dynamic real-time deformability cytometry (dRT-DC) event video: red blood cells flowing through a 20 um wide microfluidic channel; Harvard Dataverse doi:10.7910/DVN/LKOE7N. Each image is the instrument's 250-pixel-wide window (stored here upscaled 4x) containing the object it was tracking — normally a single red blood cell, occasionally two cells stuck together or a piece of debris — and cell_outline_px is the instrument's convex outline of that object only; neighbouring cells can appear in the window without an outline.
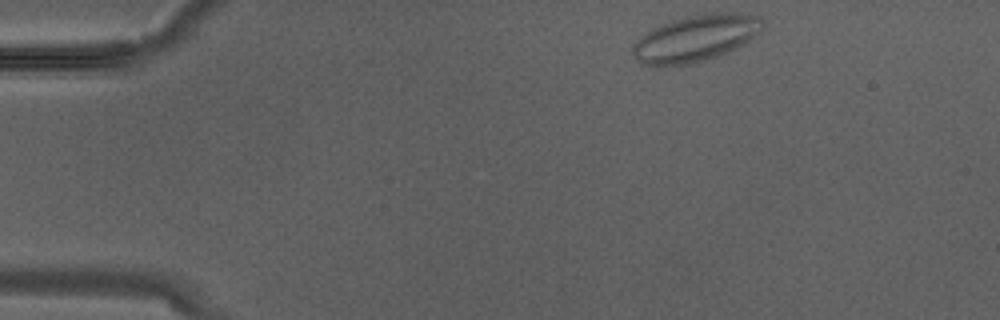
{"species": "Egyptian fruit bat (a non-hibernating species)", "species_latin": "Rousettus aegyptiacus", "temperature_condition": "warm", "stored_images_in_passage": 2, "camera_frame_rate_fps": 3000, "um_per_image_px": 0.085, "animal": {"sex": "male"}, "frame": {"image": 1, "passage_image": 2, "time_ms": 0.333, "image_size_px": [1000, 320], "cell_outline_px": [[760, 32], [744, 44], [728, 52], [704, 60], [688, 64], [660, 68], [656, 68], [640, 64], [632, 52], [632, 44], [640, 36], [652, 28], [672, 20], [696, 12], [736, 12], [760, 16]], "centroid_in_image_um": [59.06, 3.26], "position_along_channel_um": 25.9, "area_um2": 35.89}}